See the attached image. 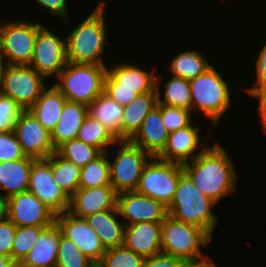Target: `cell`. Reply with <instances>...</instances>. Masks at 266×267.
Masks as SVG:
<instances>
[{
	"mask_svg": "<svg viewBox=\"0 0 266 267\" xmlns=\"http://www.w3.org/2000/svg\"><path fill=\"white\" fill-rule=\"evenodd\" d=\"M182 166L194 185L216 204L236 190L238 177L233 161L219 142Z\"/></svg>",
	"mask_w": 266,
	"mask_h": 267,
	"instance_id": "obj_1",
	"label": "cell"
},
{
	"mask_svg": "<svg viewBox=\"0 0 266 267\" xmlns=\"http://www.w3.org/2000/svg\"><path fill=\"white\" fill-rule=\"evenodd\" d=\"M105 6V1L97 3L92 13L66 37L68 62L105 65L101 58L108 38Z\"/></svg>",
	"mask_w": 266,
	"mask_h": 267,
	"instance_id": "obj_2",
	"label": "cell"
},
{
	"mask_svg": "<svg viewBox=\"0 0 266 267\" xmlns=\"http://www.w3.org/2000/svg\"><path fill=\"white\" fill-rule=\"evenodd\" d=\"M216 203L206 197L184 172L178 181L168 214L186 224L204 229L210 236L218 223L212 208Z\"/></svg>",
	"mask_w": 266,
	"mask_h": 267,
	"instance_id": "obj_3",
	"label": "cell"
},
{
	"mask_svg": "<svg viewBox=\"0 0 266 267\" xmlns=\"http://www.w3.org/2000/svg\"><path fill=\"white\" fill-rule=\"evenodd\" d=\"M213 66L203 74L189 80L191 88V111L201 112L216 127L232 105L231 90L220 72Z\"/></svg>",
	"mask_w": 266,
	"mask_h": 267,
	"instance_id": "obj_4",
	"label": "cell"
},
{
	"mask_svg": "<svg viewBox=\"0 0 266 267\" xmlns=\"http://www.w3.org/2000/svg\"><path fill=\"white\" fill-rule=\"evenodd\" d=\"M211 236L202 228L186 224L167 215L162 223L161 250L163 254L179 258L186 263L209 259L202 255L200 247H207Z\"/></svg>",
	"mask_w": 266,
	"mask_h": 267,
	"instance_id": "obj_5",
	"label": "cell"
},
{
	"mask_svg": "<svg viewBox=\"0 0 266 267\" xmlns=\"http://www.w3.org/2000/svg\"><path fill=\"white\" fill-rule=\"evenodd\" d=\"M106 65L67 62L54 83L67 101L87 107L104 92Z\"/></svg>",
	"mask_w": 266,
	"mask_h": 267,
	"instance_id": "obj_6",
	"label": "cell"
},
{
	"mask_svg": "<svg viewBox=\"0 0 266 267\" xmlns=\"http://www.w3.org/2000/svg\"><path fill=\"white\" fill-rule=\"evenodd\" d=\"M183 166L178 163L151 157L144 166L136 192L162 202L166 207L172 202Z\"/></svg>",
	"mask_w": 266,
	"mask_h": 267,
	"instance_id": "obj_7",
	"label": "cell"
},
{
	"mask_svg": "<svg viewBox=\"0 0 266 267\" xmlns=\"http://www.w3.org/2000/svg\"><path fill=\"white\" fill-rule=\"evenodd\" d=\"M114 159L110 162V183L119 194L135 191L144 166L151 156L129 140H119ZM119 145V147H118Z\"/></svg>",
	"mask_w": 266,
	"mask_h": 267,
	"instance_id": "obj_8",
	"label": "cell"
},
{
	"mask_svg": "<svg viewBox=\"0 0 266 267\" xmlns=\"http://www.w3.org/2000/svg\"><path fill=\"white\" fill-rule=\"evenodd\" d=\"M44 25L23 20L3 21L0 55L9 65H30L37 32Z\"/></svg>",
	"mask_w": 266,
	"mask_h": 267,
	"instance_id": "obj_9",
	"label": "cell"
},
{
	"mask_svg": "<svg viewBox=\"0 0 266 267\" xmlns=\"http://www.w3.org/2000/svg\"><path fill=\"white\" fill-rule=\"evenodd\" d=\"M45 78L30 65H7L0 93L28 110L40 97Z\"/></svg>",
	"mask_w": 266,
	"mask_h": 267,
	"instance_id": "obj_10",
	"label": "cell"
},
{
	"mask_svg": "<svg viewBox=\"0 0 266 267\" xmlns=\"http://www.w3.org/2000/svg\"><path fill=\"white\" fill-rule=\"evenodd\" d=\"M67 62L66 39L43 26L36 35L30 66L44 78L58 77Z\"/></svg>",
	"mask_w": 266,
	"mask_h": 267,
	"instance_id": "obj_11",
	"label": "cell"
},
{
	"mask_svg": "<svg viewBox=\"0 0 266 267\" xmlns=\"http://www.w3.org/2000/svg\"><path fill=\"white\" fill-rule=\"evenodd\" d=\"M28 191L55 214L64 213L69 209L70 198L54 181L51 172V155L48 158L33 161Z\"/></svg>",
	"mask_w": 266,
	"mask_h": 267,
	"instance_id": "obj_12",
	"label": "cell"
},
{
	"mask_svg": "<svg viewBox=\"0 0 266 267\" xmlns=\"http://www.w3.org/2000/svg\"><path fill=\"white\" fill-rule=\"evenodd\" d=\"M13 131L23 153L28 157L45 159L56 151L51 132L45 129L29 110L21 112Z\"/></svg>",
	"mask_w": 266,
	"mask_h": 267,
	"instance_id": "obj_13",
	"label": "cell"
},
{
	"mask_svg": "<svg viewBox=\"0 0 266 267\" xmlns=\"http://www.w3.org/2000/svg\"><path fill=\"white\" fill-rule=\"evenodd\" d=\"M6 209V217L16 227H49L55 222L56 214L30 191L7 198Z\"/></svg>",
	"mask_w": 266,
	"mask_h": 267,
	"instance_id": "obj_14",
	"label": "cell"
},
{
	"mask_svg": "<svg viewBox=\"0 0 266 267\" xmlns=\"http://www.w3.org/2000/svg\"><path fill=\"white\" fill-rule=\"evenodd\" d=\"M55 222L62 235L72 240L96 266L101 262L106 249L85 218L76 217L66 211L56 214Z\"/></svg>",
	"mask_w": 266,
	"mask_h": 267,
	"instance_id": "obj_15",
	"label": "cell"
},
{
	"mask_svg": "<svg viewBox=\"0 0 266 267\" xmlns=\"http://www.w3.org/2000/svg\"><path fill=\"white\" fill-rule=\"evenodd\" d=\"M116 207L119 216L127 219L125 225L139 222L163 223L168 215L167 207L162 202L136 191L119 193Z\"/></svg>",
	"mask_w": 266,
	"mask_h": 267,
	"instance_id": "obj_16",
	"label": "cell"
},
{
	"mask_svg": "<svg viewBox=\"0 0 266 267\" xmlns=\"http://www.w3.org/2000/svg\"><path fill=\"white\" fill-rule=\"evenodd\" d=\"M200 129L191 123L180 130L170 132L166 146L158 158L181 165L195 159L208 147L202 141L200 142Z\"/></svg>",
	"mask_w": 266,
	"mask_h": 267,
	"instance_id": "obj_17",
	"label": "cell"
},
{
	"mask_svg": "<svg viewBox=\"0 0 266 267\" xmlns=\"http://www.w3.org/2000/svg\"><path fill=\"white\" fill-rule=\"evenodd\" d=\"M118 193L112 186L79 188L71 197L68 212L86 218L98 212L115 209Z\"/></svg>",
	"mask_w": 266,
	"mask_h": 267,
	"instance_id": "obj_18",
	"label": "cell"
},
{
	"mask_svg": "<svg viewBox=\"0 0 266 267\" xmlns=\"http://www.w3.org/2000/svg\"><path fill=\"white\" fill-rule=\"evenodd\" d=\"M169 131L162 119V104H157L145 117L140 129L129 140L151 157H158L164 150Z\"/></svg>",
	"mask_w": 266,
	"mask_h": 267,
	"instance_id": "obj_19",
	"label": "cell"
},
{
	"mask_svg": "<svg viewBox=\"0 0 266 267\" xmlns=\"http://www.w3.org/2000/svg\"><path fill=\"white\" fill-rule=\"evenodd\" d=\"M162 223L139 222L125 226L123 246L149 258L162 253Z\"/></svg>",
	"mask_w": 266,
	"mask_h": 267,
	"instance_id": "obj_20",
	"label": "cell"
},
{
	"mask_svg": "<svg viewBox=\"0 0 266 267\" xmlns=\"http://www.w3.org/2000/svg\"><path fill=\"white\" fill-rule=\"evenodd\" d=\"M60 228L54 222L46 227L18 267H55L57 263Z\"/></svg>",
	"mask_w": 266,
	"mask_h": 267,
	"instance_id": "obj_21",
	"label": "cell"
},
{
	"mask_svg": "<svg viewBox=\"0 0 266 267\" xmlns=\"http://www.w3.org/2000/svg\"><path fill=\"white\" fill-rule=\"evenodd\" d=\"M107 73L118 83V88L135 89L138 94L156 91V70H143L135 64L123 63L107 66Z\"/></svg>",
	"mask_w": 266,
	"mask_h": 267,
	"instance_id": "obj_22",
	"label": "cell"
},
{
	"mask_svg": "<svg viewBox=\"0 0 266 267\" xmlns=\"http://www.w3.org/2000/svg\"><path fill=\"white\" fill-rule=\"evenodd\" d=\"M34 160L35 158L26 156L14 161L0 162V190L6 192L2 194L5 199L28 191L30 170Z\"/></svg>",
	"mask_w": 266,
	"mask_h": 267,
	"instance_id": "obj_23",
	"label": "cell"
},
{
	"mask_svg": "<svg viewBox=\"0 0 266 267\" xmlns=\"http://www.w3.org/2000/svg\"><path fill=\"white\" fill-rule=\"evenodd\" d=\"M117 217L120 216L116 207L85 218L101 239L106 250L123 246L126 225L124 220L121 222Z\"/></svg>",
	"mask_w": 266,
	"mask_h": 267,
	"instance_id": "obj_24",
	"label": "cell"
},
{
	"mask_svg": "<svg viewBox=\"0 0 266 267\" xmlns=\"http://www.w3.org/2000/svg\"><path fill=\"white\" fill-rule=\"evenodd\" d=\"M87 113L88 107L86 105L70 101L65 102L59 121L51 131V139L55 149L68 140L77 139L78 131Z\"/></svg>",
	"mask_w": 266,
	"mask_h": 267,
	"instance_id": "obj_25",
	"label": "cell"
},
{
	"mask_svg": "<svg viewBox=\"0 0 266 267\" xmlns=\"http://www.w3.org/2000/svg\"><path fill=\"white\" fill-rule=\"evenodd\" d=\"M157 92L138 94L127 106H124L121 123V140H130L140 129L149 112L158 104Z\"/></svg>",
	"mask_w": 266,
	"mask_h": 267,
	"instance_id": "obj_26",
	"label": "cell"
},
{
	"mask_svg": "<svg viewBox=\"0 0 266 267\" xmlns=\"http://www.w3.org/2000/svg\"><path fill=\"white\" fill-rule=\"evenodd\" d=\"M67 98L55 87L42 91L40 97L28 109L38 120V122L50 132L59 121L63 106Z\"/></svg>",
	"mask_w": 266,
	"mask_h": 267,
	"instance_id": "obj_27",
	"label": "cell"
},
{
	"mask_svg": "<svg viewBox=\"0 0 266 267\" xmlns=\"http://www.w3.org/2000/svg\"><path fill=\"white\" fill-rule=\"evenodd\" d=\"M124 107L104 92L88 106V115L104 125L119 141Z\"/></svg>",
	"mask_w": 266,
	"mask_h": 267,
	"instance_id": "obj_28",
	"label": "cell"
},
{
	"mask_svg": "<svg viewBox=\"0 0 266 267\" xmlns=\"http://www.w3.org/2000/svg\"><path fill=\"white\" fill-rule=\"evenodd\" d=\"M161 76L156 75V91L158 94V104L174 106L191 110V88L189 80L172 76L164 83V96L161 97ZM163 98V99H162Z\"/></svg>",
	"mask_w": 266,
	"mask_h": 267,
	"instance_id": "obj_29",
	"label": "cell"
},
{
	"mask_svg": "<svg viewBox=\"0 0 266 267\" xmlns=\"http://www.w3.org/2000/svg\"><path fill=\"white\" fill-rule=\"evenodd\" d=\"M51 172L54 181L69 198L79 189L81 168L57 151L51 154Z\"/></svg>",
	"mask_w": 266,
	"mask_h": 267,
	"instance_id": "obj_30",
	"label": "cell"
},
{
	"mask_svg": "<svg viewBox=\"0 0 266 267\" xmlns=\"http://www.w3.org/2000/svg\"><path fill=\"white\" fill-rule=\"evenodd\" d=\"M206 57L198 50H187L174 57L168 70L177 76L186 80H191L203 74L212 65Z\"/></svg>",
	"mask_w": 266,
	"mask_h": 267,
	"instance_id": "obj_31",
	"label": "cell"
},
{
	"mask_svg": "<svg viewBox=\"0 0 266 267\" xmlns=\"http://www.w3.org/2000/svg\"><path fill=\"white\" fill-rule=\"evenodd\" d=\"M77 139L98 148L102 153L107 152L111 145L118 142L104 125L88 114L85 116L78 131Z\"/></svg>",
	"mask_w": 266,
	"mask_h": 267,
	"instance_id": "obj_32",
	"label": "cell"
},
{
	"mask_svg": "<svg viewBox=\"0 0 266 267\" xmlns=\"http://www.w3.org/2000/svg\"><path fill=\"white\" fill-rule=\"evenodd\" d=\"M103 152L95 160L81 168L79 188H96L101 186H111L110 183V162L109 153ZM108 155V156H107Z\"/></svg>",
	"mask_w": 266,
	"mask_h": 267,
	"instance_id": "obj_33",
	"label": "cell"
},
{
	"mask_svg": "<svg viewBox=\"0 0 266 267\" xmlns=\"http://www.w3.org/2000/svg\"><path fill=\"white\" fill-rule=\"evenodd\" d=\"M56 151L79 168H83L102 154L98 148L88 145L78 139L64 142L56 149Z\"/></svg>",
	"mask_w": 266,
	"mask_h": 267,
	"instance_id": "obj_34",
	"label": "cell"
},
{
	"mask_svg": "<svg viewBox=\"0 0 266 267\" xmlns=\"http://www.w3.org/2000/svg\"><path fill=\"white\" fill-rule=\"evenodd\" d=\"M46 227L22 226L16 228V235L12 242L11 259L19 265L27 256L41 232Z\"/></svg>",
	"mask_w": 266,
	"mask_h": 267,
	"instance_id": "obj_35",
	"label": "cell"
},
{
	"mask_svg": "<svg viewBox=\"0 0 266 267\" xmlns=\"http://www.w3.org/2000/svg\"><path fill=\"white\" fill-rule=\"evenodd\" d=\"M55 267H96V265L80 251L79 247L72 240L63 236L60 230Z\"/></svg>",
	"mask_w": 266,
	"mask_h": 267,
	"instance_id": "obj_36",
	"label": "cell"
},
{
	"mask_svg": "<svg viewBox=\"0 0 266 267\" xmlns=\"http://www.w3.org/2000/svg\"><path fill=\"white\" fill-rule=\"evenodd\" d=\"M145 258L124 246L107 249L97 267H142Z\"/></svg>",
	"mask_w": 266,
	"mask_h": 267,
	"instance_id": "obj_37",
	"label": "cell"
},
{
	"mask_svg": "<svg viewBox=\"0 0 266 267\" xmlns=\"http://www.w3.org/2000/svg\"><path fill=\"white\" fill-rule=\"evenodd\" d=\"M192 113L188 109L162 104V119L169 133L189 126L193 121Z\"/></svg>",
	"mask_w": 266,
	"mask_h": 267,
	"instance_id": "obj_38",
	"label": "cell"
},
{
	"mask_svg": "<svg viewBox=\"0 0 266 267\" xmlns=\"http://www.w3.org/2000/svg\"><path fill=\"white\" fill-rule=\"evenodd\" d=\"M23 110L12 98L0 93V132L13 130L15 122Z\"/></svg>",
	"mask_w": 266,
	"mask_h": 267,
	"instance_id": "obj_39",
	"label": "cell"
},
{
	"mask_svg": "<svg viewBox=\"0 0 266 267\" xmlns=\"http://www.w3.org/2000/svg\"><path fill=\"white\" fill-rule=\"evenodd\" d=\"M25 157L14 131L0 132V162L14 161Z\"/></svg>",
	"mask_w": 266,
	"mask_h": 267,
	"instance_id": "obj_40",
	"label": "cell"
},
{
	"mask_svg": "<svg viewBox=\"0 0 266 267\" xmlns=\"http://www.w3.org/2000/svg\"><path fill=\"white\" fill-rule=\"evenodd\" d=\"M104 93L121 106H127L138 95L135 89L118 88V83L107 73L104 83Z\"/></svg>",
	"mask_w": 266,
	"mask_h": 267,
	"instance_id": "obj_41",
	"label": "cell"
},
{
	"mask_svg": "<svg viewBox=\"0 0 266 267\" xmlns=\"http://www.w3.org/2000/svg\"><path fill=\"white\" fill-rule=\"evenodd\" d=\"M16 228L7 217L0 221V255L11 257L12 242L16 235Z\"/></svg>",
	"mask_w": 266,
	"mask_h": 267,
	"instance_id": "obj_42",
	"label": "cell"
},
{
	"mask_svg": "<svg viewBox=\"0 0 266 267\" xmlns=\"http://www.w3.org/2000/svg\"><path fill=\"white\" fill-rule=\"evenodd\" d=\"M186 262L166 254H159L145 258L142 267H184Z\"/></svg>",
	"mask_w": 266,
	"mask_h": 267,
	"instance_id": "obj_43",
	"label": "cell"
},
{
	"mask_svg": "<svg viewBox=\"0 0 266 267\" xmlns=\"http://www.w3.org/2000/svg\"><path fill=\"white\" fill-rule=\"evenodd\" d=\"M262 49L258 53L257 59L255 61V71H256V84L253 87L246 88V94L250 95L262 82L266 81V43L261 47Z\"/></svg>",
	"mask_w": 266,
	"mask_h": 267,
	"instance_id": "obj_44",
	"label": "cell"
},
{
	"mask_svg": "<svg viewBox=\"0 0 266 267\" xmlns=\"http://www.w3.org/2000/svg\"><path fill=\"white\" fill-rule=\"evenodd\" d=\"M41 7L50 10L53 16H60L64 18L65 22L68 23L69 19L66 15L68 10L67 0H35Z\"/></svg>",
	"mask_w": 266,
	"mask_h": 267,
	"instance_id": "obj_45",
	"label": "cell"
},
{
	"mask_svg": "<svg viewBox=\"0 0 266 267\" xmlns=\"http://www.w3.org/2000/svg\"><path fill=\"white\" fill-rule=\"evenodd\" d=\"M258 99V116L261 125L266 124V81L262 82L250 95Z\"/></svg>",
	"mask_w": 266,
	"mask_h": 267,
	"instance_id": "obj_46",
	"label": "cell"
},
{
	"mask_svg": "<svg viewBox=\"0 0 266 267\" xmlns=\"http://www.w3.org/2000/svg\"><path fill=\"white\" fill-rule=\"evenodd\" d=\"M184 267H217V266L209 258V259H207L206 261H203V262L186 263V265Z\"/></svg>",
	"mask_w": 266,
	"mask_h": 267,
	"instance_id": "obj_47",
	"label": "cell"
},
{
	"mask_svg": "<svg viewBox=\"0 0 266 267\" xmlns=\"http://www.w3.org/2000/svg\"><path fill=\"white\" fill-rule=\"evenodd\" d=\"M0 267H18V265L11 259V257L0 255Z\"/></svg>",
	"mask_w": 266,
	"mask_h": 267,
	"instance_id": "obj_48",
	"label": "cell"
},
{
	"mask_svg": "<svg viewBox=\"0 0 266 267\" xmlns=\"http://www.w3.org/2000/svg\"><path fill=\"white\" fill-rule=\"evenodd\" d=\"M4 60V58L0 55V91L2 89V85H3V78H4V73H5V69L7 67V62Z\"/></svg>",
	"mask_w": 266,
	"mask_h": 267,
	"instance_id": "obj_49",
	"label": "cell"
},
{
	"mask_svg": "<svg viewBox=\"0 0 266 267\" xmlns=\"http://www.w3.org/2000/svg\"><path fill=\"white\" fill-rule=\"evenodd\" d=\"M6 199L0 194V221L6 218Z\"/></svg>",
	"mask_w": 266,
	"mask_h": 267,
	"instance_id": "obj_50",
	"label": "cell"
},
{
	"mask_svg": "<svg viewBox=\"0 0 266 267\" xmlns=\"http://www.w3.org/2000/svg\"><path fill=\"white\" fill-rule=\"evenodd\" d=\"M2 28H3V22H0V52H1V32H2Z\"/></svg>",
	"mask_w": 266,
	"mask_h": 267,
	"instance_id": "obj_51",
	"label": "cell"
}]
</instances>
